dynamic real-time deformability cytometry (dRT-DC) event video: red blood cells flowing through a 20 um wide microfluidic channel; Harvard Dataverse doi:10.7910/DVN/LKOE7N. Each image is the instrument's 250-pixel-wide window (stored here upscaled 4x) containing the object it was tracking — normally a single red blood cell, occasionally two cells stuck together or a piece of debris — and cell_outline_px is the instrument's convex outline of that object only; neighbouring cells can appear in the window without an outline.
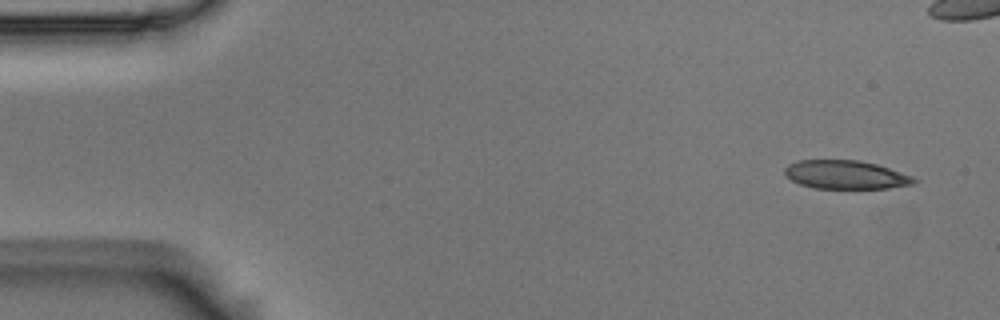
{"species": "Egyptian fruit bat (a non-hibernating species)", "species_latin": "Rousettus aegyptiacus", "temperature_condition": "room temperature", "stored_images_in_passage": 5, "camera_frame_rate_fps": 3000, "um_per_image_px": 0.085, "animal": {"sex": "male"}, "frame": {"image": 1, "passage_image": 1, "time_ms": 0.0, "image_size_px": [1000, 320], "cell_outline_px": [[920, 180], [912, 184], [888, 188], [816, 188], [800, 184], [792, 180], [784, 172], [784, 168], [788, 164], [800, 160], [860, 160], [876, 164], [912, 176]], "centroid_in_image_um": [71.89, 14.84], "position_along_channel_um": 13.1, "area_um2": 21.33}}